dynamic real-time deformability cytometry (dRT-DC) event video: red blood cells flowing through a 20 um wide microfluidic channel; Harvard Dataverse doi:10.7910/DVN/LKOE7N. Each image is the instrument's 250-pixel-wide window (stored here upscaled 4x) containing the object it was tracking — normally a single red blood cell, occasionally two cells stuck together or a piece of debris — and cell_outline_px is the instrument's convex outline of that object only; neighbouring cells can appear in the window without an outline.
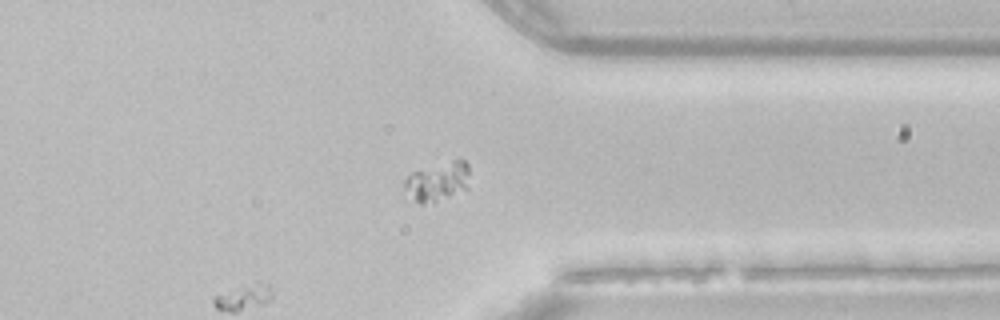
{"species": "common noctule bat (a hibernating species)", "species_latin": "Nyctalus noctula", "temperature_condition": "room temperature", "stored_images_in_passage": 26, "camera_frame_rate_fps": 3000, "um_per_image_px": 0.085, "animal": {"sex": "female", "body_mass_g": 22.7, "forearm_length_mm": 54.2}, "frame": {"image": 1, "passage_image": 26, "time_ms": 8.333, "image_size_px": [1000, 320], "cell_outline_px": [[468, 188], [448, 196], [424, 204], [420, 204], [404, 188], [404, 180], [412, 172], [452, 160], [464, 160], [468, 164]], "centroid_in_image_um": [37.21, 15.4], "position_along_channel_um": 374.2, "area_um2": 14.28}}